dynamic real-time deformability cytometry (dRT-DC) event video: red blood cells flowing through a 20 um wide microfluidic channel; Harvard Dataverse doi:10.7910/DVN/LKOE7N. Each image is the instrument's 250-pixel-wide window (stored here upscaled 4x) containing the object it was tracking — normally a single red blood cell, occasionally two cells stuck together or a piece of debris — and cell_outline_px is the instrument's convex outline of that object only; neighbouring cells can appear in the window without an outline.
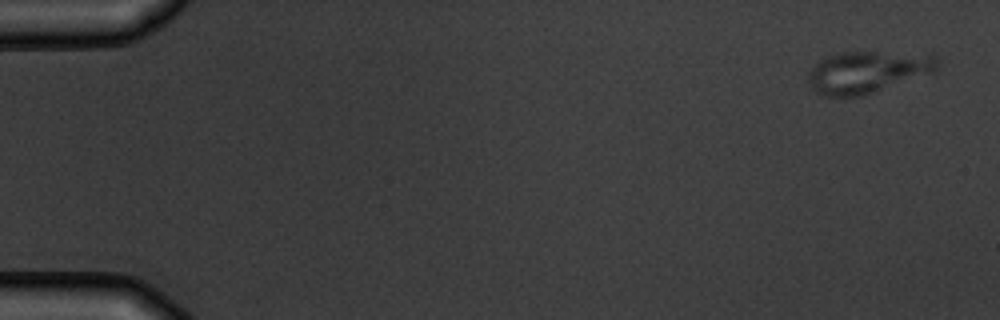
{"species": "common noctule bat (a hibernating species)", "species_latin": "Nyctalus noctula", "temperature_condition": "warm", "stored_images_in_passage": 6, "camera_frame_rate_fps": 3000, "um_per_image_px": 0.085, "animal": {"sex": "male", "body_mass_g": 19.5, "forearm_length_mm": 54.6}, "frame": {"image": 1, "passage_image": 6, "time_ms": 6.0, "image_size_px": [1000, 320], "cell_outline_px": [[940, 68], [932, 72], [876, 92], [860, 96], [824, 96], [816, 92], [812, 88], [808, 80], [808, 72], [820, 60], [828, 56], [840, 52], [932, 52], [940, 60]], "centroid_in_image_um": [73.82, 6.09], "position_along_channel_um": 11.2, "area_um2": 31.96}}